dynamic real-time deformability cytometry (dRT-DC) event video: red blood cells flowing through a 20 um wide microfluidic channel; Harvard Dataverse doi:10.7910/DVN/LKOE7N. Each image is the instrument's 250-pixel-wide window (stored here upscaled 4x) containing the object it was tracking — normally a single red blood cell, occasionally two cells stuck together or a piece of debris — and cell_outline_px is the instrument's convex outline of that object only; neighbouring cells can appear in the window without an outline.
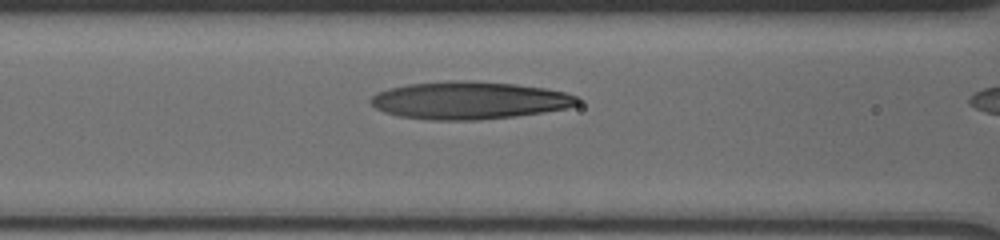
{"species": "human", "species_latin": "Homo sapiens", "temperature_condition": "cold", "stored_images_in_passage": 7, "segment_of_instrument_passage": [1, 2], "camera_frame_rate_fps": 3000, "um_per_image_px": 0.085, "donor": {"sex": "male"}, "frame": {"image": 1, "passage_image": 6, "time_ms": 4.667, "image_size_px": [1000, 240], "cell_outline_px": [[580, 104], [564, 108], [540, 112], [512, 116], [476, 120], [432, 120], [400, 116], [384, 112], [376, 108], [368, 100], [376, 92], [388, 88], [408, 84], [452, 80], [472, 80], [516, 84], [544, 88], [564, 92], [576, 96], [580, 100]], "centroid_in_image_um": [39.84, 8.52], "position_along_channel_um": 126.8, "area_um2": 45.2}}